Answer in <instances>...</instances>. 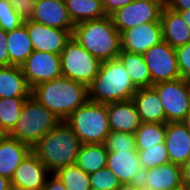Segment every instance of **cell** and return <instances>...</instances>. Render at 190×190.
I'll return each mask as SVG.
<instances>
[{"label": "cell", "mask_w": 190, "mask_h": 190, "mask_svg": "<svg viewBox=\"0 0 190 190\" xmlns=\"http://www.w3.org/2000/svg\"><path fill=\"white\" fill-rule=\"evenodd\" d=\"M11 186V180L0 175V190H8Z\"/></svg>", "instance_id": "obj_43"}, {"label": "cell", "mask_w": 190, "mask_h": 190, "mask_svg": "<svg viewBox=\"0 0 190 190\" xmlns=\"http://www.w3.org/2000/svg\"><path fill=\"white\" fill-rule=\"evenodd\" d=\"M91 188L101 190H116L121 183L117 176L108 168H102L89 174Z\"/></svg>", "instance_id": "obj_33"}, {"label": "cell", "mask_w": 190, "mask_h": 190, "mask_svg": "<svg viewBox=\"0 0 190 190\" xmlns=\"http://www.w3.org/2000/svg\"><path fill=\"white\" fill-rule=\"evenodd\" d=\"M41 190H66V188L60 178L55 173H51Z\"/></svg>", "instance_id": "obj_39"}, {"label": "cell", "mask_w": 190, "mask_h": 190, "mask_svg": "<svg viewBox=\"0 0 190 190\" xmlns=\"http://www.w3.org/2000/svg\"><path fill=\"white\" fill-rule=\"evenodd\" d=\"M134 0H102L103 8L107 16H110L117 9L130 4Z\"/></svg>", "instance_id": "obj_38"}, {"label": "cell", "mask_w": 190, "mask_h": 190, "mask_svg": "<svg viewBox=\"0 0 190 190\" xmlns=\"http://www.w3.org/2000/svg\"><path fill=\"white\" fill-rule=\"evenodd\" d=\"M24 24L35 51L51 52L60 55L67 42L72 38L73 30L48 27L32 20H26Z\"/></svg>", "instance_id": "obj_12"}, {"label": "cell", "mask_w": 190, "mask_h": 190, "mask_svg": "<svg viewBox=\"0 0 190 190\" xmlns=\"http://www.w3.org/2000/svg\"><path fill=\"white\" fill-rule=\"evenodd\" d=\"M182 122L187 126V129L190 131V110Z\"/></svg>", "instance_id": "obj_45"}, {"label": "cell", "mask_w": 190, "mask_h": 190, "mask_svg": "<svg viewBox=\"0 0 190 190\" xmlns=\"http://www.w3.org/2000/svg\"><path fill=\"white\" fill-rule=\"evenodd\" d=\"M142 190H155V189L148 186H142Z\"/></svg>", "instance_id": "obj_48"}, {"label": "cell", "mask_w": 190, "mask_h": 190, "mask_svg": "<svg viewBox=\"0 0 190 190\" xmlns=\"http://www.w3.org/2000/svg\"><path fill=\"white\" fill-rule=\"evenodd\" d=\"M51 173L31 151L16 168L11 185L22 190H41Z\"/></svg>", "instance_id": "obj_14"}, {"label": "cell", "mask_w": 190, "mask_h": 190, "mask_svg": "<svg viewBox=\"0 0 190 190\" xmlns=\"http://www.w3.org/2000/svg\"><path fill=\"white\" fill-rule=\"evenodd\" d=\"M103 144L107 151L137 150L135 135L127 132L111 131Z\"/></svg>", "instance_id": "obj_32"}, {"label": "cell", "mask_w": 190, "mask_h": 190, "mask_svg": "<svg viewBox=\"0 0 190 190\" xmlns=\"http://www.w3.org/2000/svg\"><path fill=\"white\" fill-rule=\"evenodd\" d=\"M165 146L171 163L184 165L190 157V131L183 122L166 123Z\"/></svg>", "instance_id": "obj_17"}, {"label": "cell", "mask_w": 190, "mask_h": 190, "mask_svg": "<svg viewBox=\"0 0 190 190\" xmlns=\"http://www.w3.org/2000/svg\"><path fill=\"white\" fill-rule=\"evenodd\" d=\"M7 136V133L0 126V142Z\"/></svg>", "instance_id": "obj_46"}, {"label": "cell", "mask_w": 190, "mask_h": 190, "mask_svg": "<svg viewBox=\"0 0 190 190\" xmlns=\"http://www.w3.org/2000/svg\"><path fill=\"white\" fill-rule=\"evenodd\" d=\"M31 151L30 146L7 134L0 142V175L11 180L16 168Z\"/></svg>", "instance_id": "obj_22"}, {"label": "cell", "mask_w": 190, "mask_h": 190, "mask_svg": "<svg viewBox=\"0 0 190 190\" xmlns=\"http://www.w3.org/2000/svg\"><path fill=\"white\" fill-rule=\"evenodd\" d=\"M89 101L108 104L132 99L137 88L119 58L103 61L99 72L88 86Z\"/></svg>", "instance_id": "obj_4"}, {"label": "cell", "mask_w": 190, "mask_h": 190, "mask_svg": "<svg viewBox=\"0 0 190 190\" xmlns=\"http://www.w3.org/2000/svg\"><path fill=\"white\" fill-rule=\"evenodd\" d=\"M107 114L111 131L134 134L142 123L132 99L108 103Z\"/></svg>", "instance_id": "obj_19"}, {"label": "cell", "mask_w": 190, "mask_h": 190, "mask_svg": "<svg viewBox=\"0 0 190 190\" xmlns=\"http://www.w3.org/2000/svg\"><path fill=\"white\" fill-rule=\"evenodd\" d=\"M118 58L128 71L131 81L137 89L151 87L150 71L142 54L121 50Z\"/></svg>", "instance_id": "obj_26"}, {"label": "cell", "mask_w": 190, "mask_h": 190, "mask_svg": "<svg viewBox=\"0 0 190 190\" xmlns=\"http://www.w3.org/2000/svg\"><path fill=\"white\" fill-rule=\"evenodd\" d=\"M108 151L104 144H82L75 164L86 173L91 174L107 167Z\"/></svg>", "instance_id": "obj_25"}, {"label": "cell", "mask_w": 190, "mask_h": 190, "mask_svg": "<svg viewBox=\"0 0 190 190\" xmlns=\"http://www.w3.org/2000/svg\"><path fill=\"white\" fill-rule=\"evenodd\" d=\"M63 182L66 190H90L89 174L76 164L60 168L55 173Z\"/></svg>", "instance_id": "obj_30"}, {"label": "cell", "mask_w": 190, "mask_h": 190, "mask_svg": "<svg viewBox=\"0 0 190 190\" xmlns=\"http://www.w3.org/2000/svg\"><path fill=\"white\" fill-rule=\"evenodd\" d=\"M31 97L64 121L89 101L88 86L66 76L43 82L31 89Z\"/></svg>", "instance_id": "obj_1"}, {"label": "cell", "mask_w": 190, "mask_h": 190, "mask_svg": "<svg viewBox=\"0 0 190 190\" xmlns=\"http://www.w3.org/2000/svg\"><path fill=\"white\" fill-rule=\"evenodd\" d=\"M7 47L12 66H21L33 52L32 42L24 23L7 32Z\"/></svg>", "instance_id": "obj_24"}, {"label": "cell", "mask_w": 190, "mask_h": 190, "mask_svg": "<svg viewBox=\"0 0 190 190\" xmlns=\"http://www.w3.org/2000/svg\"><path fill=\"white\" fill-rule=\"evenodd\" d=\"M20 67L31 89L62 76L60 55L51 52L33 50Z\"/></svg>", "instance_id": "obj_11"}, {"label": "cell", "mask_w": 190, "mask_h": 190, "mask_svg": "<svg viewBox=\"0 0 190 190\" xmlns=\"http://www.w3.org/2000/svg\"><path fill=\"white\" fill-rule=\"evenodd\" d=\"M165 5L177 12L181 10H190V0H167Z\"/></svg>", "instance_id": "obj_40"}, {"label": "cell", "mask_w": 190, "mask_h": 190, "mask_svg": "<svg viewBox=\"0 0 190 190\" xmlns=\"http://www.w3.org/2000/svg\"><path fill=\"white\" fill-rule=\"evenodd\" d=\"M90 190H101V189H96V188H90Z\"/></svg>", "instance_id": "obj_50"}, {"label": "cell", "mask_w": 190, "mask_h": 190, "mask_svg": "<svg viewBox=\"0 0 190 190\" xmlns=\"http://www.w3.org/2000/svg\"><path fill=\"white\" fill-rule=\"evenodd\" d=\"M160 22L163 40L172 48H178L190 42V28L182 19L179 12L164 5Z\"/></svg>", "instance_id": "obj_21"}, {"label": "cell", "mask_w": 190, "mask_h": 190, "mask_svg": "<svg viewBox=\"0 0 190 190\" xmlns=\"http://www.w3.org/2000/svg\"><path fill=\"white\" fill-rule=\"evenodd\" d=\"M72 38L101 62L118 58L122 50L120 32L110 16L76 24Z\"/></svg>", "instance_id": "obj_3"}, {"label": "cell", "mask_w": 190, "mask_h": 190, "mask_svg": "<svg viewBox=\"0 0 190 190\" xmlns=\"http://www.w3.org/2000/svg\"><path fill=\"white\" fill-rule=\"evenodd\" d=\"M107 167L117 176L121 184L141 181L143 169L137 150L108 151Z\"/></svg>", "instance_id": "obj_15"}, {"label": "cell", "mask_w": 190, "mask_h": 190, "mask_svg": "<svg viewBox=\"0 0 190 190\" xmlns=\"http://www.w3.org/2000/svg\"><path fill=\"white\" fill-rule=\"evenodd\" d=\"M178 12L181 15L182 19L185 21V23L190 28V10H181V11H178Z\"/></svg>", "instance_id": "obj_44"}, {"label": "cell", "mask_w": 190, "mask_h": 190, "mask_svg": "<svg viewBox=\"0 0 190 190\" xmlns=\"http://www.w3.org/2000/svg\"><path fill=\"white\" fill-rule=\"evenodd\" d=\"M181 78L190 80V42L175 48Z\"/></svg>", "instance_id": "obj_35"}, {"label": "cell", "mask_w": 190, "mask_h": 190, "mask_svg": "<svg viewBox=\"0 0 190 190\" xmlns=\"http://www.w3.org/2000/svg\"><path fill=\"white\" fill-rule=\"evenodd\" d=\"M116 190H142L140 182L121 184Z\"/></svg>", "instance_id": "obj_42"}, {"label": "cell", "mask_w": 190, "mask_h": 190, "mask_svg": "<svg viewBox=\"0 0 190 190\" xmlns=\"http://www.w3.org/2000/svg\"><path fill=\"white\" fill-rule=\"evenodd\" d=\"M28 86L20 66H0V98H29Z\"/></svg>", "instance_id": "obj_23"}, {"label": "cell", "mask_w": 190, "mask_h": 190, "mask_svg": "<svg viewBox=\"0 0 190 190\" xmlns=\"http://www.w3.org/2000/svg\"><path fill=\"white\" fill-rule=\"evenodd\" d=\"M81 145L71 127L61 121L32 147V152L50 173H56L60 168L75 164Z\"/></svg>", "instance_id": "obj_2"}, {"label": "cell", "mask_w": 190, "mask_h": 190, "mask_svg": "<svg viewBox=\"0 0 190 190\" xmlns=\"http://www.w3.org/2000/svg\"><path fill=\"white\" fill-rule=\"evenodd\" d=\"M68 14L74 25L95 19H101L106 15L102 0H64Z\"/></svg>", "instance_id": "obj_27"}, {"label": "cell", "mask_w": 190, "mask_h": 190, "mask_svg": "<svg viewBox=\"0 0 190 190\" xmlns=\"http://www.w3.org/2000/svg\"><path fill=\"white\" fill-rule=\"evenodd\" d=\"M152 87L163 105L166 123L182 122L190 110V80L179 78L156 83Z\"/></svg>", "instance_id": "obj_8"}, {"label": "cell", "mask_w": 190, "mask_h": 190, "mask_svg": "<svg viewBox=\"0 0 190 190\" xmlns=\"http://www.w3.org/2000/svg\"><path fill=\"white\" fill-rule=\"evenodd\" d=\"M140 119L144 123H166L163 105L153 87L138 88L132 96Z\"/></svg>", "instance_id": "obj_20"}, {"label": "cell", "mask_w": 190, "mask_h": 190, "mask_svg": "<svg viewBox=\"0 0 190 190\" xmlns=\"http://www.w3.org/2000/svg\"><path fill=\"white\" fill-rule=\"evenodd\" d=\"M178 190H190V186L182 185Z\"/></svg>", "instance_id": "obj_47"}, {"label": "cell", "mask_w": 190, "mask_h": 190, "mask_svg": "<svg viewBox=\"0 0 190 190\" xmlns=\"http://www.w3.org/2000/svg\"><path fill=\"white\" fill-rule=\"evenodd\" d=\"M140 183L155 190H178L183 185L181 165L169 162L144 170Z\"/></svg>", "instance_id": "obj_18"}, {"label": "cell", "mask_w": 190, "mask_h": 190, "mask_svg": "<svg viewBox=\"0 0 190 190\" xmlns=\"http://www.w3.org/2000/svg\"><path fill=\"white\" fill-rule=\"evenodd\" d=\"M121 49L138 54L163 41L161 22H150L120 33Z\"/></svg>", "instance_id": "obj_13"}, {"label": "cell", "mask_w": 190, "mask_h": 190, "mask_svg": "<svg viewBox=\"0 0 190 190\" xmlns=\"http://www.w3.org/2000/svg\"><path fill=\"white\" fill-rule=\"evenodd\" d=\"M182 168V183L185 186H190V157L187 162L181 166Z\"/></svg>", "instance_id": "obj_41"}, {"label": "cell", "mask_w": 190, "mask_h": 190, "mask_svg": "<svg viewBox=\"0 0 190 190\" xmlns=\"http://www.w3.org/2000/svg\"><path fill=\"white\" fill-rule=\"evenodd\" d=\"M137 151L143 171L170 162L164 142L156 144L148 149Z\"/></svg>", "instance_id": "obj_31"}, {"label": "cell", "mask_w": 190, "mask_h": 190, "mask_svg": "<svg viewBox=\"0 0 190 190\" xmlns=\"http://www.w3.org/2000/svg\"><path fill=\"white\" fill-rule=\"evenodd\" d=\"M24 23V20L13 9L10 0H0V29L12 31Z\"/></svg>", "instance_id": "obj_34"}, {"label": "cell", "mask_w": 190, "mask_h": 190, "mask_svg": "<svg viewBox=\"0 0 190 190\" xmlns=\"http://www.w3.org/2000/svg\"><path fill=\"white\" fill-rule=\"evenodd\" d=\"M10 57L7 47V32L0 29V66H9Z\"/></svg>", "instance_id": "obj_37"}, {"label": "cell", "mask_w": 190, "mask_h": 190, "mask_svg": "<svg viewBox=\"0 0 190 190\" xmlns=\"http://www.w3.org/2000/svg\"><path fill=\"white\" fill-rule=\"evenodd\" d=\"M28 98H0V126L9 134L15 127Z\"/></svg>", "instance_id": "obj_29"}, {"label": "cell", "mask_w": 190, "mask_h": 190, "mask_svg": "<svg viewBox=\"0 0 190 190\" xmlns=\"http://www.w3.org/2000/svg\"><path fill=\"white\" fill-rule=\"evenodd\" d=\"M13 9L20 15V17L26 21L31 20L34 14L35 0H10Z\"/></svg>", "instance_id": "obj_36"}, {"label": "cell", "mask_w": 190, "mask_h": 190, "mask_svg": "<svg viewBox=\"0 0 190 190\" xmlns=\"http://www.w3.org/2000/svg\"><path fill=\"white\" fill-rule=\"evenodd\" d=\"M142 56L150 71L151 87L156 83L181 78L175 48L166 41L149 48Z\"/></svg>", "instance_id": "obj_10"}, {"label": "cell", "mask_w": 190, "mask_h": 190, "mask_svg": "<svg viewBox=\"0 0 190 190\" xmlns=\"http://www.w3.org/2000/svg\"><path fill=\"white\" fill-rule=\"evenodd\" d=\"M61 121L30 96L24 102L18 121L8 135L32 148Z\"/></svg>", "instance_id": "obj_5"}, {"label": "cell", "mask_w": 190, "mask_h": 190, "mask_svg": "<svg viewBox=\"0 0 190 190\" xmlns=\"http://www.w3.org/2000/svg\"><path fill=\"white\" fill-rule=\"evenodd\" d=\"M165 2L162 0H134L110 15L114 26L121 33L150 22H160Z\"/></svg>", "instance_id": "obj_9"}, {"label": "cell", "mask_w": 190, "mask_h": 190, "mask_svg": "<svg viewBox=\"0 0 190 190\" xmlns=\"http://www.w3.org/2000/svg\"><path fill=\"white\" fill-rule=\"evenodd\" d=\"M62 75L89 86L97 76L101 61L71 38L60 53Z\"/></svg>", "instance_id": "obj_7"}, {"label": "cell", "mask_w": 190, "mask_h": 190, "mask_svg": "<svg viewBox=\"0 0 190 190\" xmlns=\"http://www.w3.org/2000/svg\"><path fill=\"white\" fill-rule=\"evenodd\" d=\"M8 190H22V189L14 187V186H11Z\"/></svg>", "instance_id": "obj_49"}, {"label": "cell", "mask_w": 190, "mask_h": 190, "mask_svg": "<svg viewBox=\"0 0 190 190\" xmlns=\"http://www.w3.org/2000/svg\"><path fill=\"white\" fill-rule=\"evenodd\" d=\"M137 150H145L165 142L166 123H144L134 133Z\"/></svg>", "instance_id": "obj_28"}, {"label": "cell", "mask_w": 190, "mask_h": 190, "mask_svg": "<svg viewBox=\"0 0 190 190\" xmlns=\"http://www.w3.org/2000/svg\"><path fill=\"white\" fill-rule=\"evenodd\" d=\"M32 21L61 30H73L64 0H35Z\"/></svg>", "instance_id": "obj_16"}, {"label": "cell", "mask_w": 190, "mask_h": 190, "mask_svg": "<svg viewBox=\"0 0 190 190\" xmlns=\"http://www.w3.org/2000/svg\"><path fill=\"white\" fill-rule=\"evenodd\" d=\"M82 144H103L111 128L107 104L88 101L64 120Z\"/></svg>", "instance_id": "obj_6"}]
</instances>
